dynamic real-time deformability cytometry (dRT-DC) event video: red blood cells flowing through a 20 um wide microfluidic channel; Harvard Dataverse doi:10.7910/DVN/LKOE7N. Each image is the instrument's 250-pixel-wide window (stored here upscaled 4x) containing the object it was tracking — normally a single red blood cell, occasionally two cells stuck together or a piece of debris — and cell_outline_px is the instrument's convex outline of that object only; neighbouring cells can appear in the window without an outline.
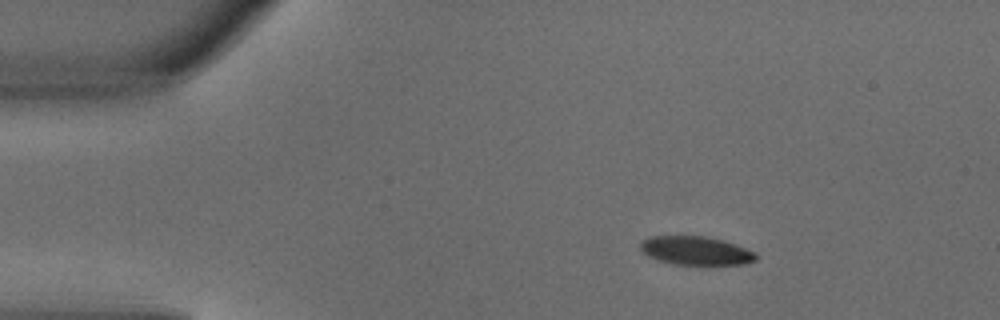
{"species": "common noctule bat (a hibernating species)", "species_latin": "Nyctalus noctula", "temperature_condition": "warm", "stored_images_in_passage": 3, "camera_frame_rate_fps": 3000, "um_per_image_px": 0.085, "animal": {"sex": "male", "body_mass_g": 18.8}, "frame": {"image": 1, "passage_image": 1, "time_ms": 0.0, "image_size_px": [1000, 320], "cell_outline_px": [[756, 260], [744, 264], [672, 264], [648, 256], [640, 248], [640, 244], [644, 240], [652, 236], [704, 236], [720, 240], [756, 252]], "centroid_in_image_um": [59.13, 21.31], "position_along_channel_um": 25.9, "area_um2": 18.79}}
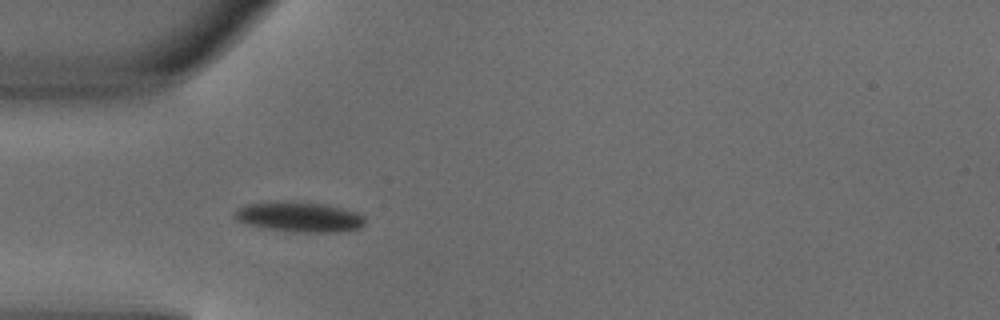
{"frame": {"image": 2, "passage_image": 3, "time_ms": 0.667, "image_size_px": [1000, 320], "cell_outline_px": [[364, 224], [360, 228], [340, 232], [292, 232], [260, 228], [236, 220], [236, 208], [244, 204], [324, 204], [356, 212], [364, 216]], "centroid_in_image_um": [25.47, 18.5], "position_along_channel_um": 59.5, "area_um2": 21.96}}